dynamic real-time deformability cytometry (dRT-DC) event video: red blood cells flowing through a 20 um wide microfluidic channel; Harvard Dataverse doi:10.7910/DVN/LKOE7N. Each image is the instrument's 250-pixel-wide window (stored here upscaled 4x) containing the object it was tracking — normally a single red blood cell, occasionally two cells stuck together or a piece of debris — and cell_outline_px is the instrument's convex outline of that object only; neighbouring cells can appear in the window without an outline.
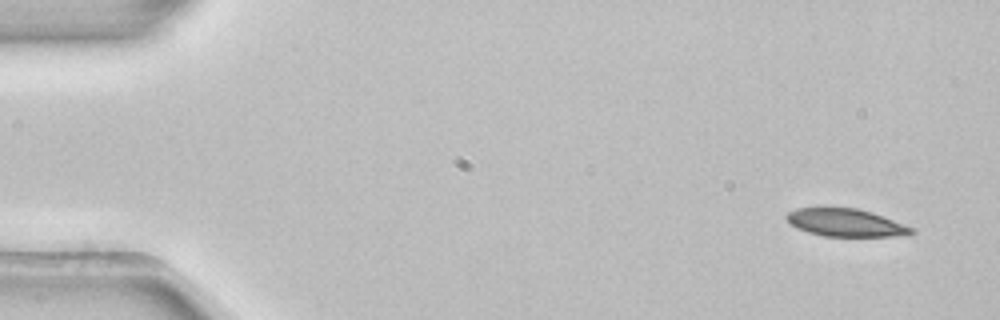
{"species": "common noctule bat (a hibernating species)", "species_latin": "Nyctalus noctula", "temperature_condition": "room temperature", "stored_images_in_passage": 4, "camera_frame_rate_fps": 3000, "um_per_image_px": 0.085, "animal": {"sex": "female", "body_mass_g": 22.7, "forearm_length_mm": 54.2}, "frame": {"image": 1, "passage_image": 1, "time_ms": 0.0, "image_size_px": [1000, 320], "cell_outline_px": [[916, 232], [908, 236], [824, 236], [808, 232], [796, 228], [784, 216], [788, 212], [796, 208], [856, 208], [872, 212], [916, 228]], "centroid_in_image_um": [71.95, 18.93], "position_along_channel_um": 13.1, "area_um2": 20.29}}
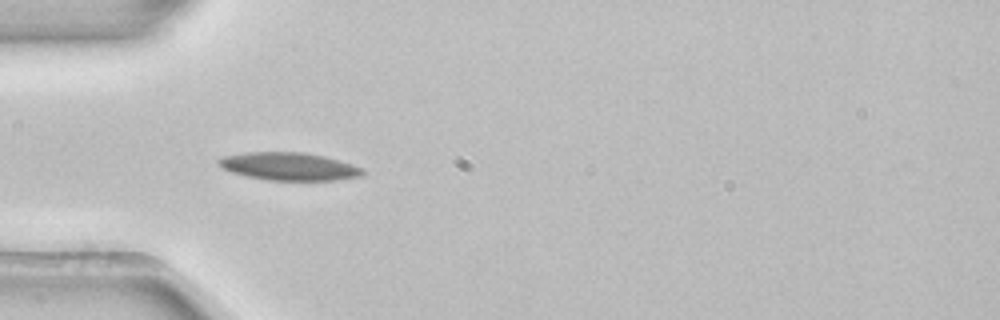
{"frame": {"image": 2, "passage_image": 4, "time_ms": 1.0, "image_size_px": [1000, 320], "cell_outline_px": [[368, 172], [360, 176], [336, 180], [268, 180], [248, 176], [232, 172], [216, 164], [216, 160], [220, 156], [244, 152], [304, 152], [324, 156], [352, 164], [364, 168]], "centroid_in_image_um": [24.56, 14.13], "position_along_channel_um": 60.4, "area_um2": 23.52}}